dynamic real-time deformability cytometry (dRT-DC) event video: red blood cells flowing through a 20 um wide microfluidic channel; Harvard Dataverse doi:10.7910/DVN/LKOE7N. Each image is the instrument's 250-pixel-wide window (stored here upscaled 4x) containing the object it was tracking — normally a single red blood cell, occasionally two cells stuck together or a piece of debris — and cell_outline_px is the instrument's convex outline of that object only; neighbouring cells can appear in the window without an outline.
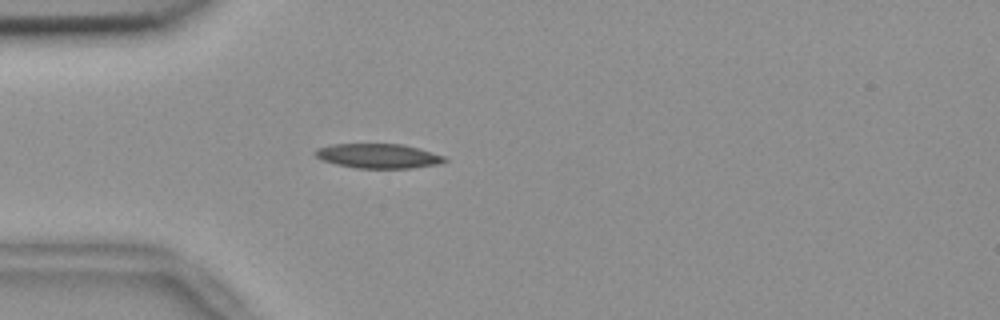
{"species": "common noctule bat (a hibernating species)", "species_latin": "Nyctalus noctula", "temperature_condition": "room temperature", "stored_images_in_passage": 36, "camera_frame_rate_fps": 3000, "um_per_image_px": 0.085, "animal": {"sex": "female", "body_mass_g": 18.4}, "frame": {"image": 1, "passage_image": 16, "time_ms": 5.0, "image_size_px": [1000, 320], "cell_outline_px": [[448, 160], [440, 164], [412, 168], [356, 168], [336, 164], [320, 160], [312, 152], [316, 148], [332, 144], [404, 144], [420, 148], [444, 156]], "centroid_in_image_um": [32.14, 13.25], "position_along_channel_um": 52.9, "area_um2": 18.73}}
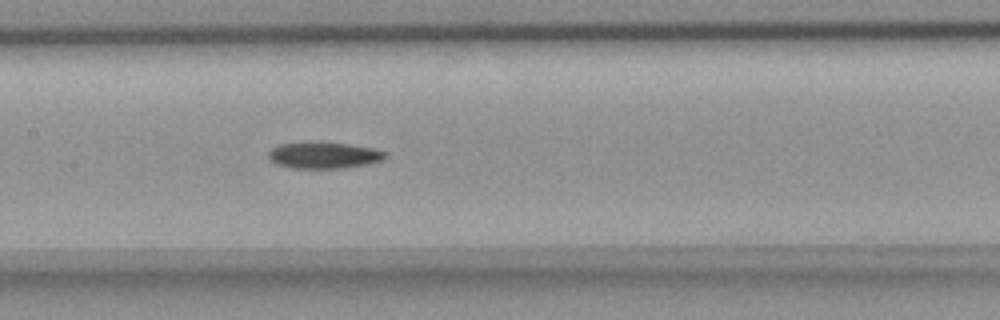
{"frame": {"image": 2, "passage_image": 27, "time_ms": 8.667, "image_size_px": [1000, 320], "cell_outline_px": [[388, 156], [384, 160], [368, 164], [344, 168], [292, 168], [276, 164], [268, 156], [268, 152], [272, 148], [280, 144], [348, 144], [372, 148], [388, 152]], "centroid_in_image_um": [27.6, 13.23], "position_along_channel_um": 179.8, "area_um2": 17.46}}
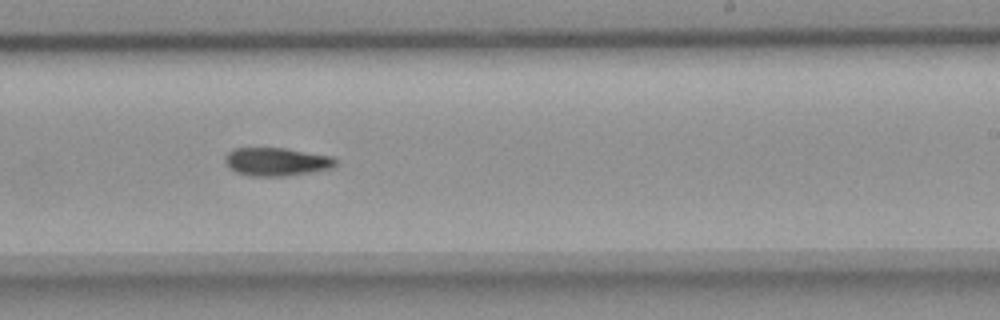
{"frame": {"image": 3, "passage_image": 34, "time_ms": 11.0, "image_size_px": [1000, 320], "cell_outline_px": [[336, 164], [332, 168], [312, 172], [288, 176], [248, 176], [236, 172], [228, 168], [224, 160], [224, 156], [228, 152], [236, 148], [284, 148], [332, 156], [336, 160]], "centroid_in_image_um": [23.48, 13.75], "position_along_channel_um": 265.5, "area_um2": 18.32}}